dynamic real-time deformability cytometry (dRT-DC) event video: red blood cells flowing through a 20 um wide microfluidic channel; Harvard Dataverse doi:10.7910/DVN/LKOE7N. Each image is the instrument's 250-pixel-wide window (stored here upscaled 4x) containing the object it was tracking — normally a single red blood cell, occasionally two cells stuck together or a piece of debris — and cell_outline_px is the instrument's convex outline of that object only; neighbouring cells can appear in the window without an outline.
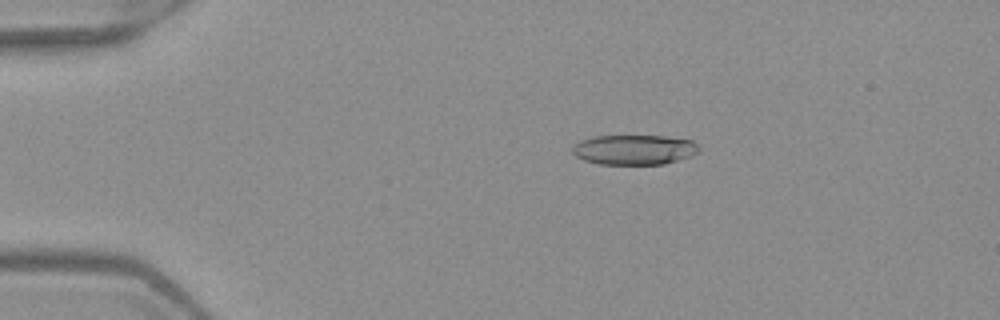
{"species": "Egyptian fruit bat (a non-hibernating species)", "species_latin": "Rousettus aegyptiacus", "temperature_condition": "warm", "stored_images_in_passage": 3, "camera_frame_rate_fps": 3000, "um_per_image_px": 0.085, "frame": {"image": 1, "passage_image": 2, "time_ms": 0.333, "image_size_px": [1000, 320], "cell_outline_px": [[700, 152], [692, 156], [664, 164], [600, 164], [584, 160], [576, 156], [572, 152], [572, 144], [580, 140], [592, 136], [664, 136], [692, 140], [700, 148]], "centroid_in_image_um": [53.9, 12.72], "position_along_channel_um": 31.1, "area_um2": 22.25}}